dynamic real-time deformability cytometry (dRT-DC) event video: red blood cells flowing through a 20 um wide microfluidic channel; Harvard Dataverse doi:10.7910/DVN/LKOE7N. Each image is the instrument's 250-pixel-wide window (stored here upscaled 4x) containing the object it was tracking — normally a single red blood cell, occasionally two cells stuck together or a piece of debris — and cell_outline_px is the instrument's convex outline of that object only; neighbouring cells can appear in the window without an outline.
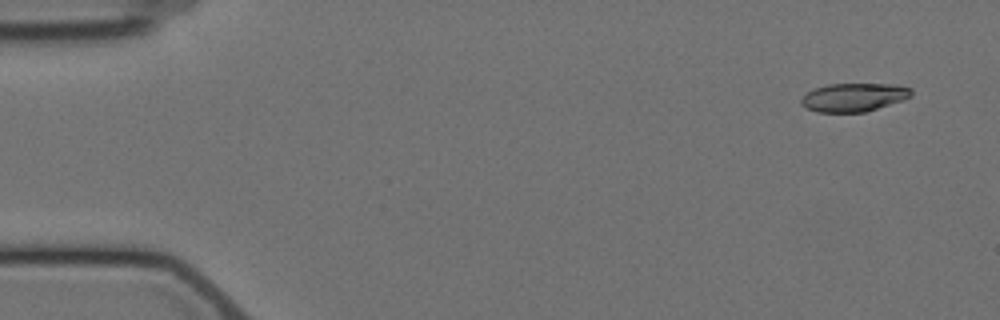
{"species": "Egyptian fruit bat (a non-hibernating species)", "species_latin": "Rousettus aegyptiacus", "temperature_condition": "cold", "stored_images_in_passage": 3, "camera_frame_rate_fps": 3000, "um_per_image_px": 0.085, "animal": {"sex": "female"}, "frame": {"image": 1, "passage_image": 1, "time_ms": 0.0, "image_size_px": [1000, 320], "cell_outline_px": [[912, 96], [904, 100], [864, 112], [816, 112], [800, 104], [800, 100], [808, 92], [816, 88], [828, 84], [896, 84], [912, 88]], "centroid_in_image_um": [72.61, 8.27], "position_along_channel_um": 12.4, "area_um2": 18.21}}